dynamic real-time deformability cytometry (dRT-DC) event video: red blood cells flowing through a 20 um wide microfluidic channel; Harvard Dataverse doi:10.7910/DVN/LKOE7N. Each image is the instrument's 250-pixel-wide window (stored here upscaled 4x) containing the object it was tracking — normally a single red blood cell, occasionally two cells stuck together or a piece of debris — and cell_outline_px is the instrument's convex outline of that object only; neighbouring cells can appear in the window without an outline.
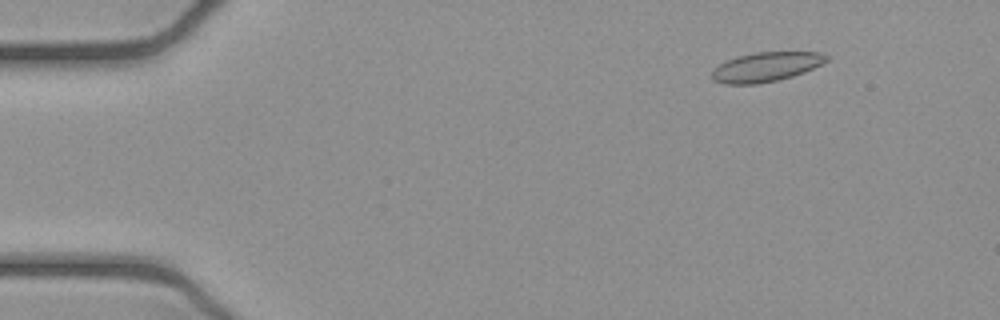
{"species": "common noctule bat (a hibernating species)", "species_latin": "Nyctalus noctula", "temperature_condition": "cold", "stored_images_in_passage": 50, "camera_frame_rate_fps": 3000, "um_per_image_px": 0.085, "animal": {"sex": "female", "body_mass_g": 21.9}, "frame": {"image": 1, "passage_image": 4, "time_ms": 1.0, "image_size_px": [1000, 320], "cell_outline_px": [[828, 60], [804, 72], [792, 76], [776, 80], [756, 84], [724, 84], [712, 80], [712, 72], [720, 64], [728, 60], [740, 56], [756, 52], [820, 52], [828, 56]], "centroid_in_image_um": [65.11, 5.69], "position_along_channel_um": 19.9, "area_um2": 19.31}}
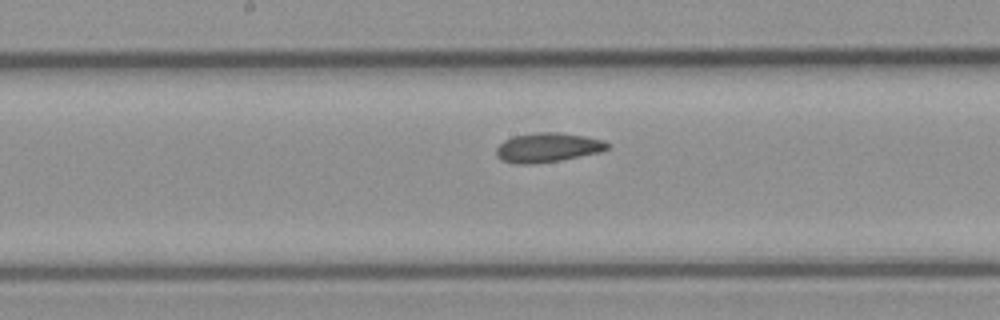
{"frame": {"image": 2, "passage_image": 25, "time_ms": 8.0, "image_size_px": [1000, 320], "cell_outline_px": [[612, 144], [608, 148], [600, 152], [560, 160], [532, 164], [516, 164], [500, 160], [496, 156], [496, 148], [504, 140], [512, 136], [540, 132], [560, 132], [584, 136], [604, 140]], "centroid_in_image_um": [46.54, 12.54], "position_along_channel_um": 201.7, "area_um2": 19.13}}
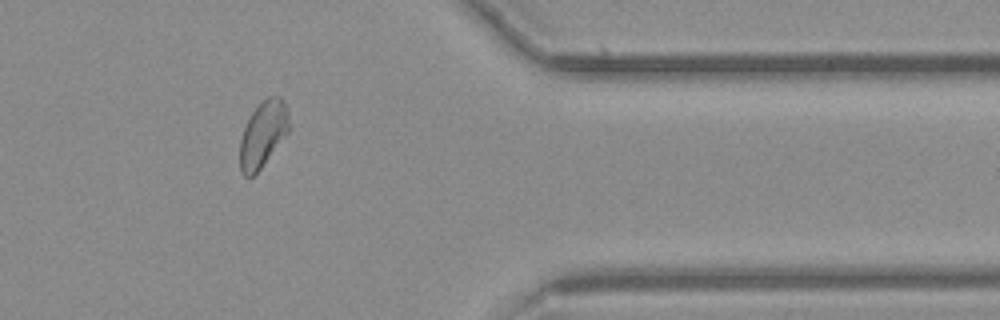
{"frame": {"image": 3, "passage_image": 41, "time_ms": 13.333, "image_size_px": [1000, 320], "cell_outline_px": [[288, 132], [260, 168], [252, 176], [244, 176], [240, 172], [240, 140], [244, 128], [252, 112], [268, 96], [280, 96], [288, 108]], "centroid_in_image_um": [22.34, 11.39], "position_along_channel_um": 389.1, "area_um2": 18.44}, "authors_computed_cell_mechanics": {"area_um2": 19.363, "velocity_mm_per_s": 3.8927, "shape_relaxation_time_tau1_ms": 8.0803, "shape_relaxation_time_tau2_ms": 1.7626, "deformation_change_tau1": 0.144, "deformation_change_tau2": 0.0642}}